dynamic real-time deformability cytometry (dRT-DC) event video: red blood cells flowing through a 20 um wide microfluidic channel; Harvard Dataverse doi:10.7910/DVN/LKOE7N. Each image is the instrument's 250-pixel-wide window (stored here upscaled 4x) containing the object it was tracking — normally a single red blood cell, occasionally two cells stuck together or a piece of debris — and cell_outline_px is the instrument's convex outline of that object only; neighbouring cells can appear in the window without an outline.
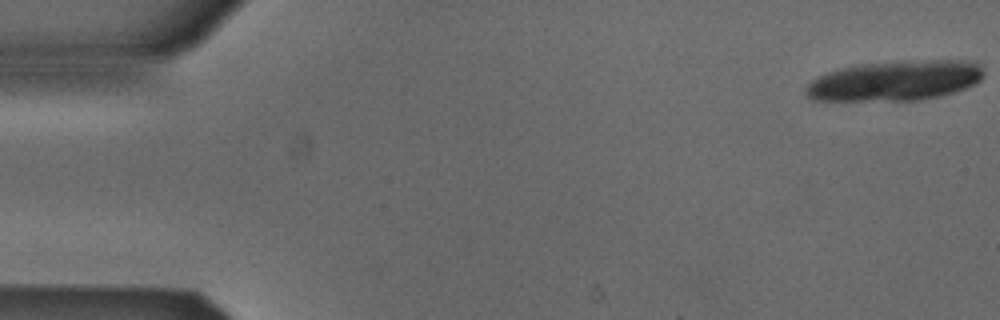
{"species": "Egyptian fruit bat (a non-hibernating species)", "species_latin": "Rousettus aegyptiacus", "temperature_condition": "cold", "stored_images_in_passage": 18, "camera_frame_rate_fps": 3000, "um_per_image_px": 0.085, "animal": {"sex": "male"}, "frame": {"image": 1, "passage_image": 1, "time_ms": 0.0, "image_size_px": [1000, 320], "cell_outline_px": [[984, 76], [976, 84], [956, 92], [940, 96], [916, 100], [812, 100], [804, 92], [808, 84], [812, 80], [828, 72], [840, 68], [860, 64], [904, 60], [960, 60], [976, 64], [984, 72]], "centroid_in_image_um": [76.09, 6.85], "position_along_channel_um": 8.9, "area_um2": 41.5}}